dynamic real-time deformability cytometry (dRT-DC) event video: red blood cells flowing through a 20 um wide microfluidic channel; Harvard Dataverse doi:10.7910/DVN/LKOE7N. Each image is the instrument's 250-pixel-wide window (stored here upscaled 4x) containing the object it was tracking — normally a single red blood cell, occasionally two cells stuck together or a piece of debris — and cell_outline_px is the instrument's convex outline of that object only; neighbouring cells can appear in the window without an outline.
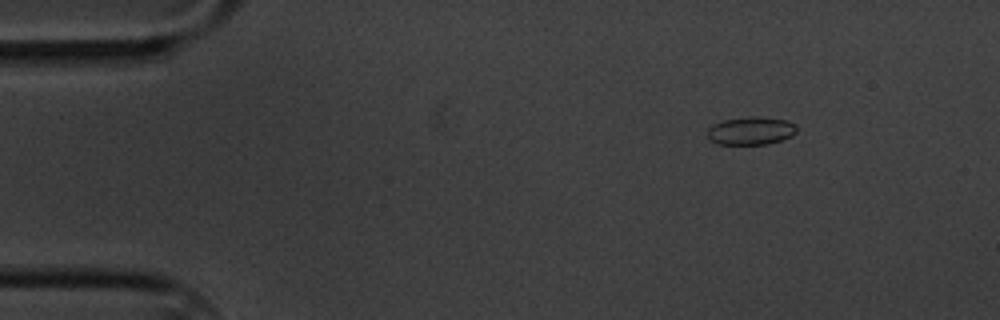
{"species": "common noctule bat (a hibernating species)", "species_latin": "Nyctalus noctula", "temperature_condition": "cold", "stored_images_in_passage": 5, "camera_frame_rate_fps": 3000, "um_per_image_px": 0.085, "animal": {"sex": "male", "body_mass_g": 20.1, "forearm_length_mm": 53.5}, "frame": {"image": 1, "passage_image": 1, "time_ms": 0.0, "image_size_px": [1000, 320], "cell_outline_px": [[796, 132], [792, 136], [768, 144], [716, 144], [708, 140], [708, 128], [724, 120], [748, 116], [756, 116], [784, 120], [796, 124]], "centroid_in_image_um": [63.82, 11.12], "position_along_channel_um": 21.2, "area_um2": 14.51}}
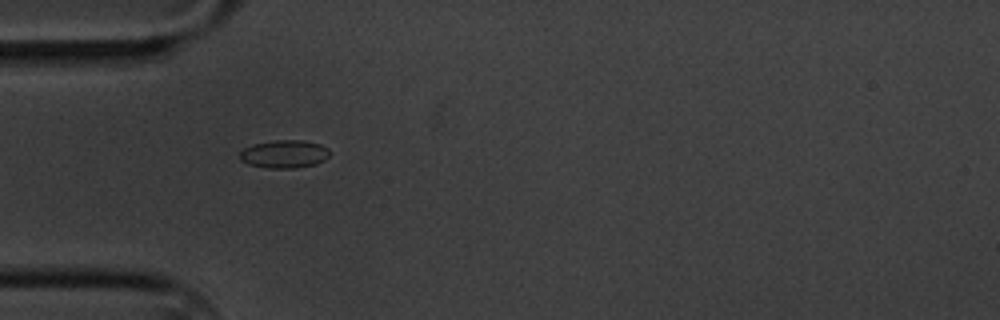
{"frame": {"image": 2, "passage_image": 4, "time_ms": 3.333, "image_size_px": [1000, 320], "cell_outline_px": [[328, 156], [324, 160], [316, 164], [296, 168], [268, 168], [248, 164], [240, 160], [240, 152], [244, 148], [252, 144], [276, 140], [304, 140], [320, 144], [328, 148]], "centroid_in_image_um": [24.15, 13.09], "position_along_channel_um": 60.8, "area_um2": 14.68}}
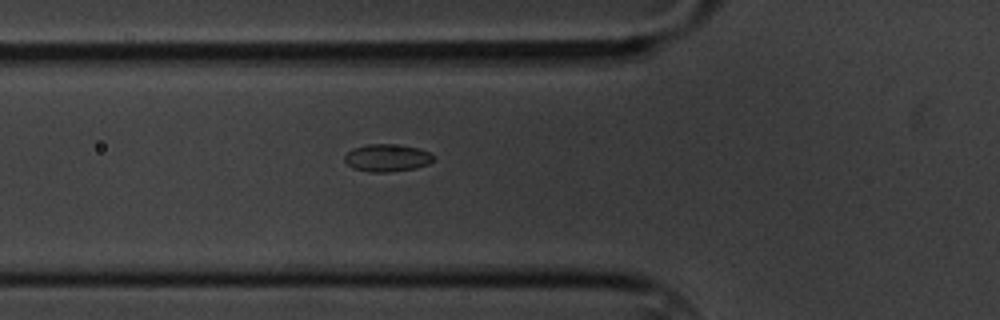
{"frame": {"image": 3, "passage_image": 5, "time_ms": 4.333, "image_size_px": [1000, 320], "cell_outline_px": [[432, 160], [428, 164], [416, 168], [388, 172], [368, 172], [352, 168], [344, 160], [344, 156], [352, 148], [368, 144], [392, 144], [420, 148], [428, 152], [432, 156]], "centroid_in_image_um": [32.86, 13.42], "position_along_channel_um": 92.9, "area_um2": 14.16}}